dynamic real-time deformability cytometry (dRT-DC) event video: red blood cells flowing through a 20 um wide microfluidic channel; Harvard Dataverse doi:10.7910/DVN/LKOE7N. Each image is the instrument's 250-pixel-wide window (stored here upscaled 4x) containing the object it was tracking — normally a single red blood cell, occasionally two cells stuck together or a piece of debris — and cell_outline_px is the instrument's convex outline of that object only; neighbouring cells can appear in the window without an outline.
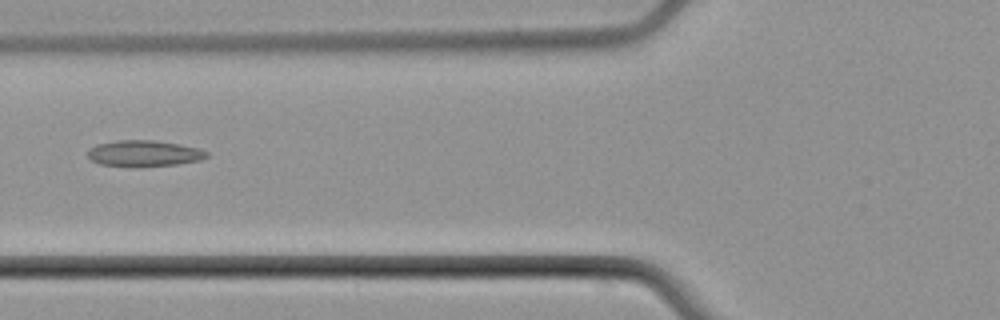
{"species": "common noctule bat (a hibernating species)", "species_latin": "Nyctalus noctula", "temperature_condition": "cold", "stored_images_in_passage": 7, "camera_frame_rate_fps": 3000, "um_per_image_px": 0.085, "animal": {"sex": "male", "body_mass_g": 21.5, "forearm_length_mm": 52.0}, "frame": {"image": 1, "passage_image": 6, "time_ms": 7.0, "image_size_px": [1000, 320], "cell_outline_px": [[208, 156], [200, 160], [176, 164], [140, 168], [136, 168], [100, 164], [92, 160], [88, 156], [88, 148], [96, 144], [116, 140], [152, 140], [180, 144], [200, 148], [208, 152]], "centroid_in_image_um": [12.23, 13.05], "position_along_channel_um": 113.6, "area_um2": 18.5}}
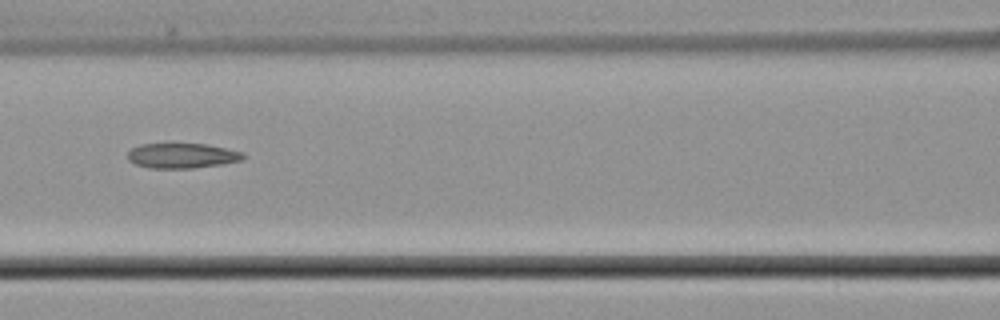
{"frame": {"image": 2, "passage_image": 7, "time_ms": 8.0, "image_size_px": [1000, 320], "cell_outline_px": [[244, 156], [240, 160], [220, 164], [192, 168], [148, 168], [136, 164], [128, 160], [128, 152], [132, 148], [140, 144], [208, 144], [244, 152]], "centroid_in_image_um": [15.45, 13.23], "position_along_channel_um": 151.1, "area_um2": 16.7}}